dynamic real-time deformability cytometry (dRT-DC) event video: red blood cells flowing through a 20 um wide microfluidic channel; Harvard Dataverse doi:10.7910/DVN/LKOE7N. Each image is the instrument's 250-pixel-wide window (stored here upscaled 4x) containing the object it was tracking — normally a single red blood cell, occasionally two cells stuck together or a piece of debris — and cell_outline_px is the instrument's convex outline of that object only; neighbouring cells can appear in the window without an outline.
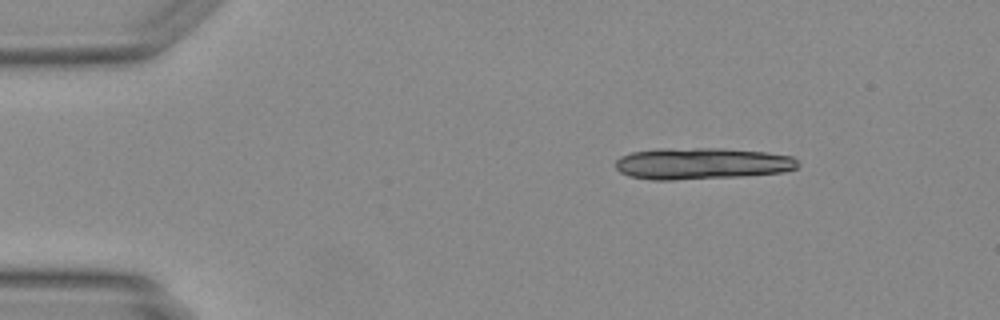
{"species": "Egyptian fruit bat (a non-hibernating species)", "species_latin": "Rousettus aegyptiacus", "temperature_condition": "warm", "stored_images_in_passage": 8, "camera_frame_rate_fps": 3000, "um_per_image_px": 0.085, "animal": {"sex": "female"}, "frame": {"image": 1, "passage_image": 1, "time_ms": 0.0, "image_size_px": [1000, 320], "cell_outline_px": [[800, 164], [796, 168], [784, 172], [744, 176], [672, 180], [652, 180], [628, 176], [620, 172], [616, 168], [616, 160], [620, 156], [632, 152], [660, 148], [720, 148], [768, 152], [792, 156]], "centroid_in_image_um": [59.65, 13.9], "position_along_channel_um": 25.4, "area_um2": 33.87}}